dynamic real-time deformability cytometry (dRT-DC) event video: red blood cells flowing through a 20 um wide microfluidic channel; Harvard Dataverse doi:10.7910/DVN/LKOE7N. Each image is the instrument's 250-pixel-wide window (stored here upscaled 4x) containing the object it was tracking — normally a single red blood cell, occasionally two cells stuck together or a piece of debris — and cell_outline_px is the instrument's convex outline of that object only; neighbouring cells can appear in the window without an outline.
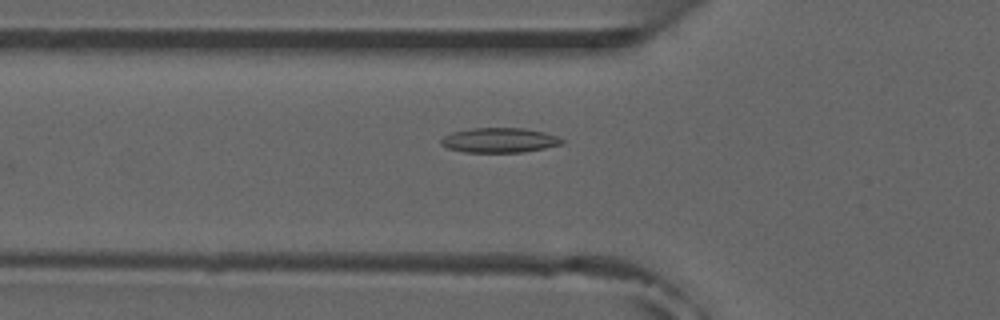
{"species": "common noctule bat (a hibernating species)", "species_latin": "Nyctalus noctula", "temperature_condition": "room temperature", "stored_images_in_passage": 4, "camera_frame_rate_fps": 3000, "um_per_image_px": 0.085, "animal": {"sex": "male", "forearm_length_mm": 52.5}, "frame": {"image": 1, "passage_image": 4, "time_ms": 3.333, "image_size_px": [1000, 320], "cell_outline_px": [[564, 144], [544, 148], [520, 152], [464, 152], [448, 148], [440, 144], [440, 140], [444, 136], [452, 132], [472, 128], [524, 128], [544, 132], [556, 136], [564, 140]], "centroid_in_image_um": [42.44, 11.91], "position_along_channel_um": 83.4, "area_um2": 17.4}}